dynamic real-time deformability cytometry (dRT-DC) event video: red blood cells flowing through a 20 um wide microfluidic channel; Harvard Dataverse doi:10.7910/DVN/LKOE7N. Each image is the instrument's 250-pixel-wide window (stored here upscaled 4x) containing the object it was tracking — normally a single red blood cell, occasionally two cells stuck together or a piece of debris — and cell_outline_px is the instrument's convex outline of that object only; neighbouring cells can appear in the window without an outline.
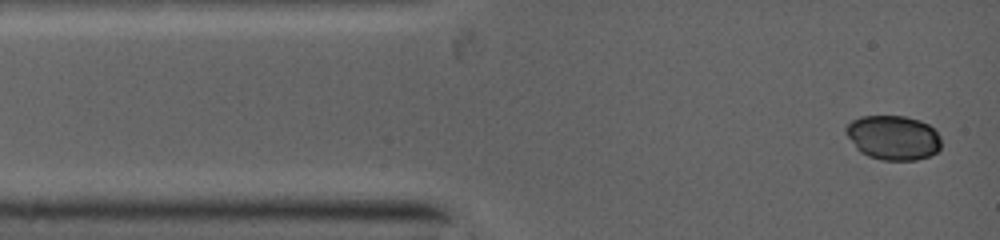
{"species": "common noctule bat (a hibernating species)", "species_latin": "Nyctalus noctula", "temperature_condition": "warm", "stored_images_in_passage": 18, "camera_frame_rate_fps": 5000, "um_per_image_px": 0.085, "animal": {"sex": "female", "body_mass_g": 19.0, "forearm_length_mm": 53.3}, "frame": {"image": 1, "passage_image": 1, "time_ms": 0.0, "image_size_px": [1000, 240], "cell_outline_px": [[940, 148], [936, 152], [928, 156], [916, 160], [884, 160], [868, 156], [860, 152], [856, 148], [848, 136], [848, 124], [852, 120], [860, 116], [904, 116], [920, 120], [928, 124], [936, 132], [940, 140]], "centroid_in_image_um": [75.93, 11.7], "position_along_channel_um": 9.1, "area_um2": 24.39}}
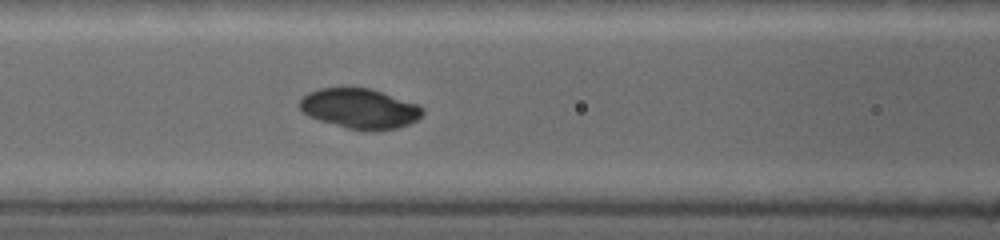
{"frame": {"image": 2, "passage_image": 10, "time_ms": 4.0, "image_size_px": [1000, 240], "cell_outline_px": [[424, 112], [416, 120], [408, 124], [396, 128], [348, 128], [320, 120], [308, 116], [300, 108], [300, 100], [308, 92], [320, 88], [368, 88], [416, 104], [424, 108]], "centroid_in_image_um": [30.54, 9.2], "position_along_channel_um": 136.1, "area_um2": 27.57}}
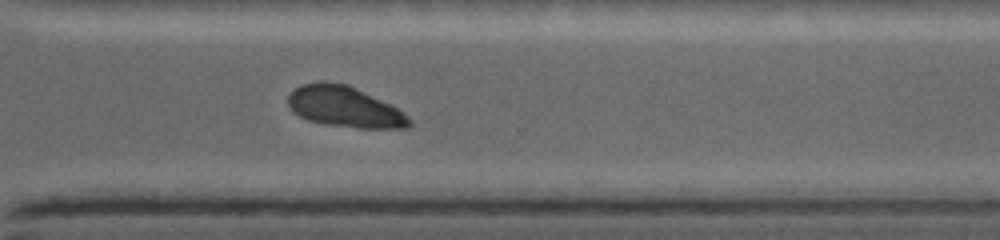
{"frame": {"image": 3, "passage_image": 18, "time_ms": 8.6, "image_size_px": [1000, 240], "cell_outline_px": [[412, 124], [408, 128], [360, 128], [328, 124], [308, 120], [300, 116], [288, 104], [288, 96], [296, 88], [304, 84], [320, 80], [324, 80], [348, 84], [396, 108], [408, 116], [412, 120]], "centroid_in_image_um": [29.3, 9.07], "position_along_channel_um": 341.3, "area_um2": 28.44}}